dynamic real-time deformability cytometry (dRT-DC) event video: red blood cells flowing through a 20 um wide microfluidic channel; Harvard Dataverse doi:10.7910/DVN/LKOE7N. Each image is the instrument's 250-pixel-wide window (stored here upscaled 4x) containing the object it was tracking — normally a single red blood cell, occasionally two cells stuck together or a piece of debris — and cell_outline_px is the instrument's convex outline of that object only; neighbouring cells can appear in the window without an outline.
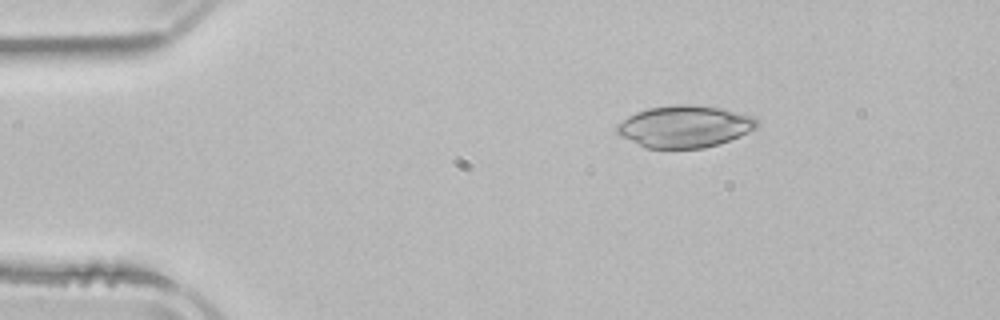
{"species": "common noctule bat (a hibernating species)", "species_latin": "Nyctalus noctula", "temperature_condition": "room temperature", "stored_images_in_passage": 2, "camera_frame_rate_fps": 3000, "um_per_image_px": 0.085, "animal": {"sex": "male", "body_mass_g": 21.5, "forearm_length_mm": 52.0}, "frame": {"image": 1, "passage_image": 1, "time_ms": 0.0, "image_size_px": [1000, 320], "cell_outline_px": [[756, 128], [740, 136], [704, 148], [644, 148], [620, 136], [616, 132], [616, 124], [628, 116], [636, 112], [648, 108], [676, 104], [696, 104], [720, 108], [756, 116]], "centroid_in_image_um": [58.16, 10.74], "position_along_channel_um": 26.8, "area_um2": 34.33}}